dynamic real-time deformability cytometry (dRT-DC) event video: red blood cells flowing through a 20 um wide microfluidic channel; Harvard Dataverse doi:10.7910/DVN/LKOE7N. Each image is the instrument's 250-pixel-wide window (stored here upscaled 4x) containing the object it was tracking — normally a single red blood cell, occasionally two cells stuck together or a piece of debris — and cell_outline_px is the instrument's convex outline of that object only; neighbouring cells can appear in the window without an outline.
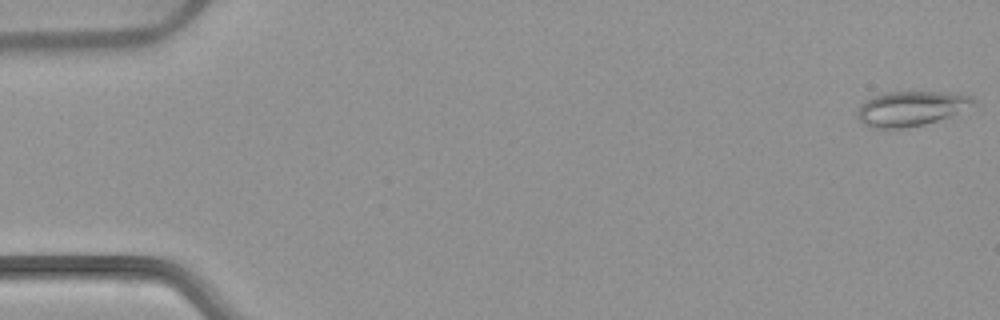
{"species": "common noctule bat (a hibernating species)", "species_latin": "Nyctalus noctula", "temperature_condition": "warm", "stored_images_in_passage": 52, "camera_frame_rate_fps": 3000, "um_per_image_px": 0.085, "animal": {"sex": "female", "body_mass_g": 22.7, "forearm_length_mm": 54.2}, "frame": {"image": 1, "passage_image": 1, "time_ms": 0.0, "image_size_px": [1000, 320], "cell_outline_px": [[976, 104], [948, 116], [924, 124], [900, 128], [872, 128], [860, 124], [856, 116], [860, 104], [864, 100], [884, 92], [956, 92], [972, 96], [976, 100]], "centroid_in_image_um": [77.39, 9.21], "position_along_channel_um": 7.6, "area_um2": 23.64}}
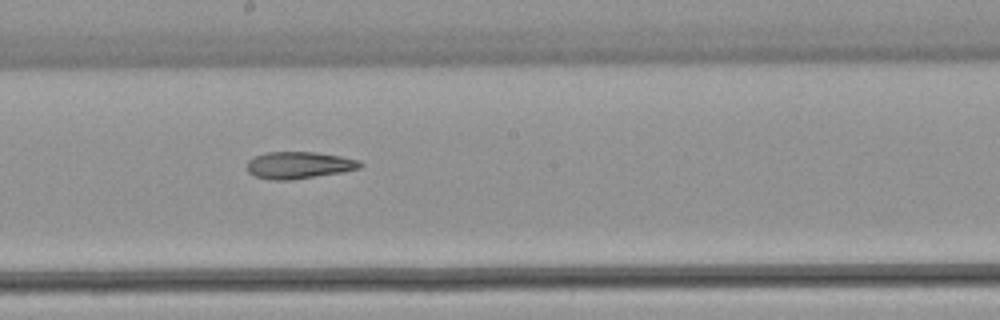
{"frame": {"image": 2, "passage_image": 29, "time_ms": 9.333, "image_size_px": [1000, 320], "cell_outline_px": [[364, 164], [360, 168], [344, 172], [292, 180], [272, 180], [256, 176], [248, 172], [248, 160], [256, 156], [268, 152], [316, 152], [340, 156], [360, 160]], "centroid_in_image_um": [25.46, 14.04], "position_along_channel_um": 222.7, "area_um2": 17.8}}
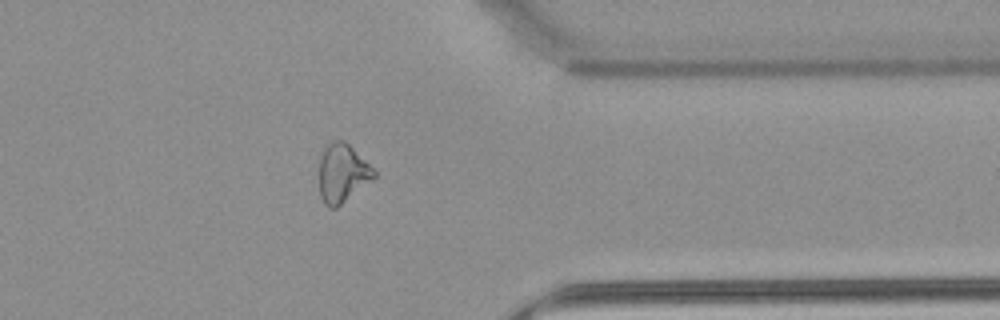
{"frame": {"image": 3, "passage_image": 42, "time_ms": 13.667, "image_size_px": [1000, 320], "cell_outline_px": [[376, 176], [336, 208], [328, 208], [324, 204], [320, 196], [320, 156], [328, 140], [344, 140], [376, 172]], "centroid_in_image_um": [29.06, 14.71], "position_along_channel_um": 382.3, "area_um2": 18.44}, "authors_computed_cell_mechanics": {"area_um2": 20.5479, "velocity_mm_per_s": 3.9136, "shape_relaxation_time_tau1_ms": null, "shape_relaxation_time_tau2_ms": 8.3568, "deformation_change_tau1": null, "deformation_change_tau2": 0.2161}}